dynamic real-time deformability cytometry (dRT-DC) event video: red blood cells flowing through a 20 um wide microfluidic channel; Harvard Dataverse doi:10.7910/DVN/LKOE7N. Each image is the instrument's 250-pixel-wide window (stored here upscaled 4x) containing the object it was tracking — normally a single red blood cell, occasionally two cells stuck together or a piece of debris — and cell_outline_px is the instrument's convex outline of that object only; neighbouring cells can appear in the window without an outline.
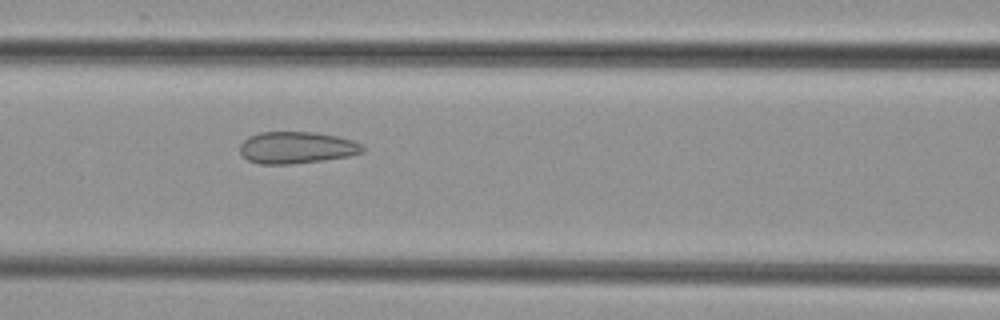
{"species": "common noctule bat (a hibernating species)", "species_latin": "Nyctalus noctula", "temperature_condition": "cold", "stored_images_in_passage": 10, "camera_frame_rate_fps": 3000, "um_per_image_px": 0.085, "animal": {"sex": "female", "body_mass_g": 29.2, "forearm_length_mm": 56.3}, "frame": {"image": 1, "passage_image": 6, "time_ms": 6.667, "image_size_px": [1000, 320], "cell_outline_px": [[364, 152], [348, 156], [292, 164], [260, 164], [248, 160], [240, 152], [240, 144], [248, 136], [260, 132], [316, 132], [336, 136], [352, 140], [360, 144], [364, 148]], "centroid_in_image_um": [25.19, 12.54], "position_along_channel_um": 141.4, "area_um2": 22.66}}
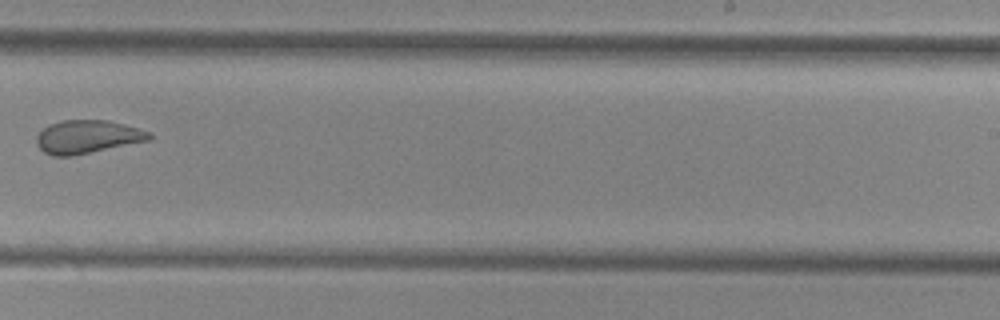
{"frame": {"image": 2, "passage_image": 9, "time_ms": 10.333, "image_size_px": [1000, 320], "cell_outline_px": [[152, 140], [72, 156], [52, 156], [44, 152], [36, 144], [36, 136], [48, 124], [60, 120], [108, 120], [140, 128], [152, 132]], "centroid_in_image_um": [7.46, 11.62], "position_along_channel_um": 281.5, "area_um2": 22.14}}
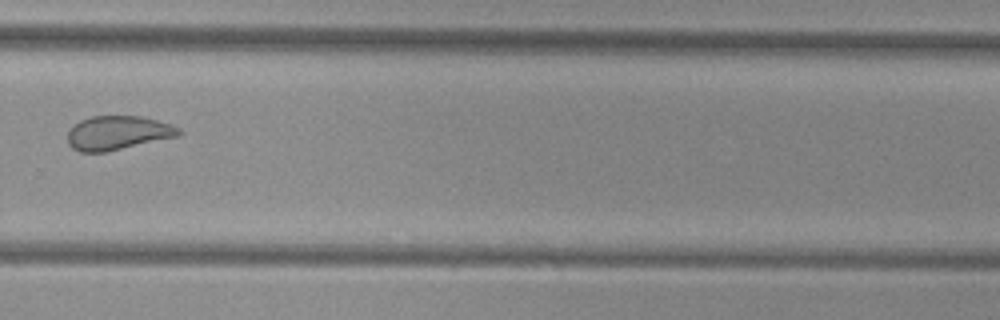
{"frame": {"image": 3, "passage_image": 10, "time_ms": 11.333, "image_size_px": [1000, 320], "cell_outline_px": [[184, 132], [180, 136], [104, 152], [80, 152], [72, 148], [68, 144], [68, 132], [80, 120], [92, 116], [140, 116], [172, 124], [180, 128]], "centroid_in_image_um": [10.05, 11.29], "position_along_channel_um": 319.7, "area_um2": 22.02}}